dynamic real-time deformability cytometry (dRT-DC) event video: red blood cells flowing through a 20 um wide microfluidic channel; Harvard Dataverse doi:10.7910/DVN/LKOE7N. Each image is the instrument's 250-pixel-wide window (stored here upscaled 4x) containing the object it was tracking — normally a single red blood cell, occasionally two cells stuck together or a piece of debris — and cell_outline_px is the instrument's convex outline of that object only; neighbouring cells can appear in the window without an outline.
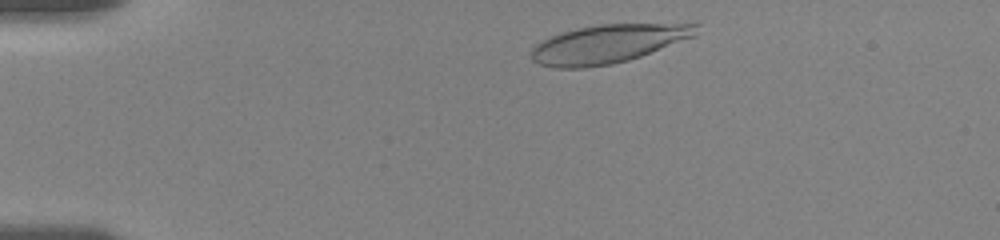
{"species": "human", "species_latin": "Homo sapiens", "temperature_condition": "room temperature", "stored_images_in_passage": 10, "camera_frame_rate_fps": 3000, "um_per_image_px": 0.085, "donor": {"sex": "female"}, "frame": {"image": 1, "passage_image": 2, "time_ms": 0.667, "image_size_px": [1000, 240], "cell_outline_px": [[700, 24], [696, 36], [640, 56], [628, 60], [612, 64], [584, 68], [556, 68], [540, 64], [532, 60], [532, 48], [536, 44], [560, 32], [600, 24]], "centroid_in_image_um": [51.69, 3.73], "position_along_channel_um": 33.3, "area_um2": 36.65}}
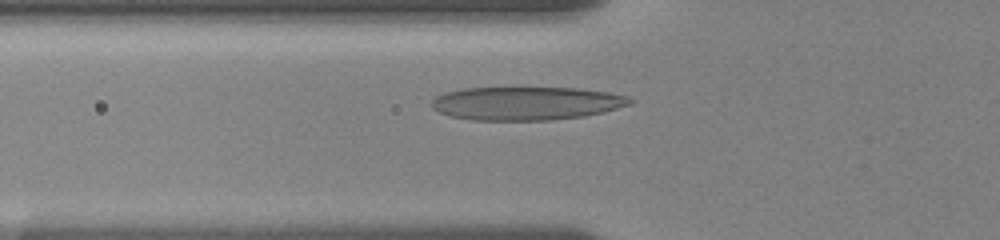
{"frame": {"image": 2, "passage_image": 6, "time_ms": 3.667, "image_size_px": [1000, 240], "cell_outline_px": [[636, 100], [632, 104], [584, 116], [552, 120], [472, 120], [448, 116], [432, 108], [432, 100], [436, 96], [444, 92], [464, 88], [580, 88], [608, 92], [628, 96]], "centroid_in_image_um": [44.73, 8.78], "position_along_channel_um": 81.1, "area_um2": 38.67}}
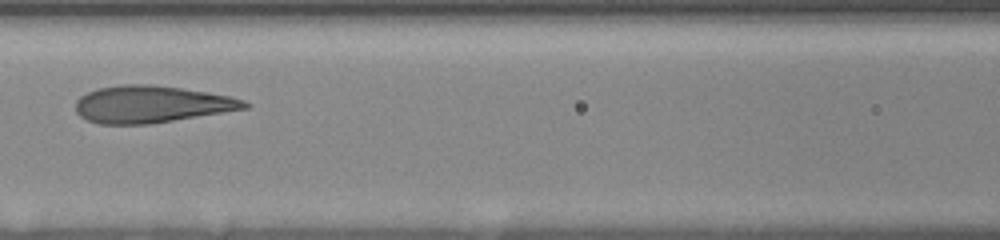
{"frame": {"image": 3, "passage_image": 9, "time_ms": 5.667, "image_size_px": [1000, 240], "cell_outline_px": [[248, 108], [148, 124], [100, 124], [88, 120], [80, 116], [76, 112], [76, 100], [80, 96], [88, 92], [100, 88], [124, 84], [152, 84], [180, 88], [232, 96], [244, 100], [248, 104]], "centroid_in_image_um": [12.85, 8.86], "position_along_channel_um": 153.8, "area_um2": 36.13}}